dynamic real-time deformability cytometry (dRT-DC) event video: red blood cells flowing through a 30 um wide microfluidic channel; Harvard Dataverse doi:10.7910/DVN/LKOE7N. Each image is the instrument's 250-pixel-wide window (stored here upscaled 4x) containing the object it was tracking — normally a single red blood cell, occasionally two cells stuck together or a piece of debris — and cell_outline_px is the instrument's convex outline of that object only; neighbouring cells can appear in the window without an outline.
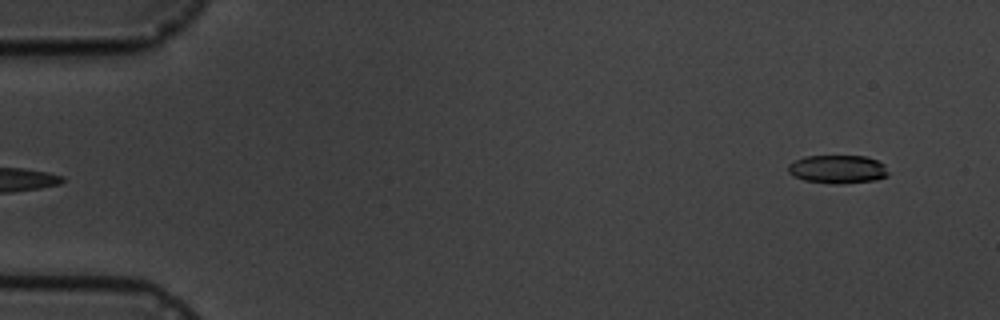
{"species": "common noctule bat (a hibernating species)", "species_latin": "Nyctalus noctula", "temperature_condition": "cold", "stored_images_in_passage": 4, "camera_frame_rate_fps": 3000, "um_per_image_px": 0.085, "animal": {"sex": "male", "body_mass_g": 19.5, "forearm_length_mm": 54.6}, "frame": {"image": 1, "passage_image": 4, "time_ms": 4.667, "image_size_px": [1000, 320], "cell_outline_px": [[888, 176], [876, 180], [836, 184], [832, 184], [804, 180], [788, 172], [788, 164], [804, 156], [864, 156], [876, 160], [884, 164], [888, 172]], "centroid_in_image_um": [71.21, 14.38], "position_along_channel_um": 13.8, "area_um2": 16.47}}